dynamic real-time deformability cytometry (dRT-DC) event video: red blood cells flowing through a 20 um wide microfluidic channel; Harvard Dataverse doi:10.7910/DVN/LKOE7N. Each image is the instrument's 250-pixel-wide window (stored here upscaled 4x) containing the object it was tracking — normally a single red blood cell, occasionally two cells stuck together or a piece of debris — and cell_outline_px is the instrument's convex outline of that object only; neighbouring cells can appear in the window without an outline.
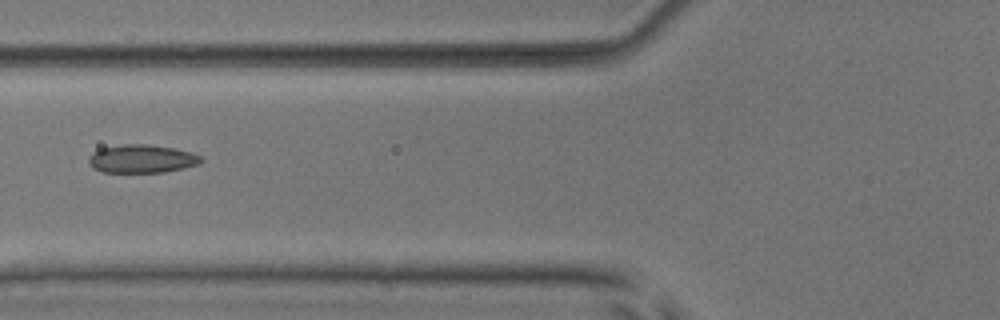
{"species": "common noctule bat (a hibernating species)", "species_latin": "Nyctalus noctula", "temperature_condition": "room temperature", "stored_images_in_passage": 7, "camera_frame_rate_fps": 3000, "um_per_image_px": 0.085, "animal": {"sex": "male", "body_mass_g": 17.9, "forearm_length_mm": 54.2}, "frame": {"image": 1, "passage_image": 7, "time_ms": 6.667, "image_size_px": [1000, 320], "cell_outline_px": [[204, 160], [200, 164], [184, 168], [164, 172], [104, 172], [92, 168], [88, 164], [88, 156], [92, 152], [100, 148], [124, 144], [148, 144], [176, 148], [192, 152], [200, 156]], "centroid_in_image_um": [12.05, 13.49], "position_along_channel_um": 113.8, "area_um2": 18.79}}